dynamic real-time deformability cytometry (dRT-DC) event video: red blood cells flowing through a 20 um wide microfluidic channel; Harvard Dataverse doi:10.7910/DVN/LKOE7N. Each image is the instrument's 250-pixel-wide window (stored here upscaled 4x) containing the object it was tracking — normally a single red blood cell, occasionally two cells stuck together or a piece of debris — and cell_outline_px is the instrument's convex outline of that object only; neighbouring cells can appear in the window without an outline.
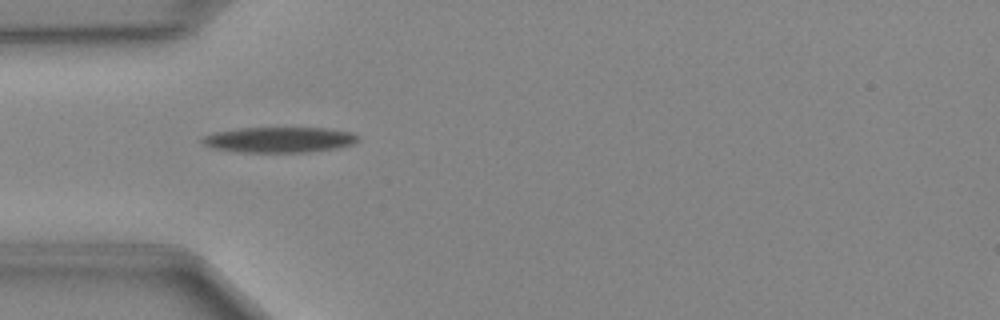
{"species": "Egyptian fruit bat (a non-hibernating species)", "species_latin": "Rousettus aegyptiacus", "temperature_condition": "cold", "stored_images_in_passage": 36, "camera_frame_rate_fps": 3000, "um_per_image_px": 0.085, "animal": {"sex": "female"}, "frame": {"image": 1, "passage_image": 3, "time_ms": 0.667, "image_size_px": [1000, 320], "cell_outline_px": [[360, 140], [352, 144], [336, 148], [308, 152], [244, 152], [212, 148], [204, 144], [200, 140], [204, 136], [212, 132], [240, 128], [324, 128], [352, 132], [360, 136]], "centroid_in_image_um": [23.75, 11.87], "position_along_channel_um": 61.3, "area_um2": 23.18}}
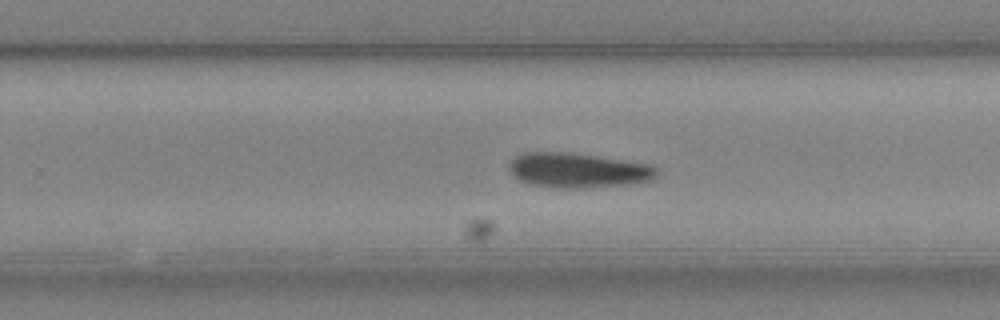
{"frame": {"image": 2, "passage_image": 18, "time_ms": 5.667, "image_size_px": [1000, 320], "cell_outline_px": [[656, 176], [652, 180], [636, 184], [580, 188], [556, 188], [532, 184], [520, 180], [512, 176], [508, 168], [508, 164], [516, 156], [524, 152], [564, 152], [652, 164], [656, 168]], "centroid_in_image_um": [49.13, 14.49], "position_along_channel_um": 280.7, "area_um2": 30.0}}
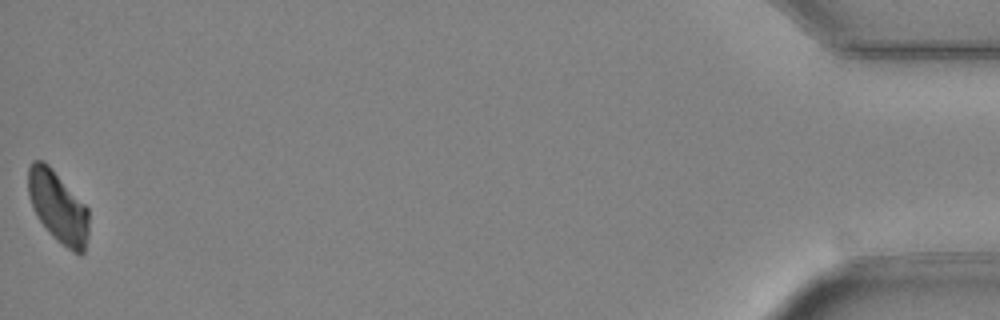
{"frame": {"image": 3, "passage_image": 36, "time_ms": 11.667, "image_size_px": [1000, 320], "cell_outline_px": [[88, 236], [84, 252], [80, 256], [72, 252], [56, 240], [52, 236], [40, 220], [28, 196], [28, 168], [32, 160], [44, 160], [48, 164], [88, 208]], "centroid_in_image_um": [4.94, 17.6], "position_along_channel_um": 430.3, "area_um2": 25.14}}